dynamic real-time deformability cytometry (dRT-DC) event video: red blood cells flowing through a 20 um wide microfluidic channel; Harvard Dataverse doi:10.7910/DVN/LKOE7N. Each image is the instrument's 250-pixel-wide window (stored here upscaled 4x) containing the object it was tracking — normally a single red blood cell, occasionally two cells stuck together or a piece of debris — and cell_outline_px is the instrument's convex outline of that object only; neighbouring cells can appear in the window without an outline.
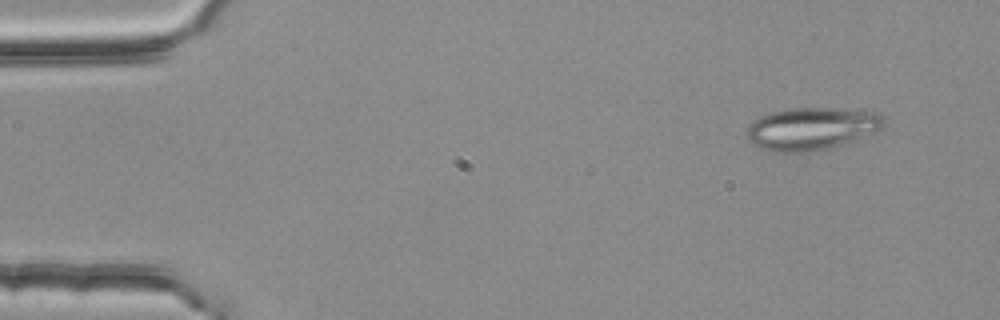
{"species": "common noctule bat (a hibernating species)", "species_latin": "Nyctalus noctula", "temperature_condition": "room temperature", "stored_images_in_passage": 5, "camera_frame_rate_fps": 3000, "um_per_image_px": 0.085, "animal": {"sex": "female", "body_mass_g": 25.1}, "frame": {"image": 1, "passage_image": 1, "time_ms": 0.0, "image_size_px": [1000, 320], "cell_outline_px": [[884, 124], [880, 128], [852, 140], [840, 144], [812, 152], [772, 152], [760, 148], [748, 140], [748, 124], [752, 120], [760, 116], [772, 112], [788, 108], [832, 108], [880, 112], [884, 116]], "centroid_in_image_um": [68.93, 10.92], "position_along_channel_um": 16.1, "area_um2": 33.7}}